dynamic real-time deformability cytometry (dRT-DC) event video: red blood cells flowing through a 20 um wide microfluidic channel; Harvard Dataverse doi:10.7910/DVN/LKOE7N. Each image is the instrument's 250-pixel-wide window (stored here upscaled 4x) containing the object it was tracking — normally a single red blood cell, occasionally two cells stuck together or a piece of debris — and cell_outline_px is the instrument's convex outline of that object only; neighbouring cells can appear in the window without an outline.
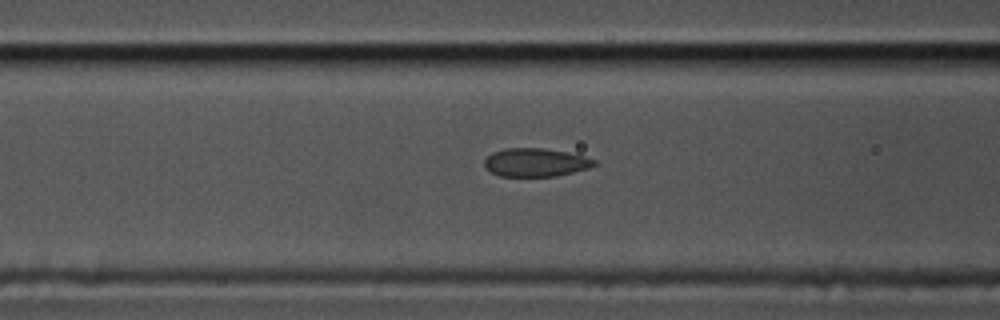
{"species": "common noctule bat (a hibernating species)", "species_latin": "Nyctalus noctula", "temperature_condition": "cold", "stored_images_in_passage": 17, "camera_frame_rate_fps": 3000, "um_per_image_px": 0.085, "animal": {"sex": "male", "body_mass_g": 17.5, "forearm_length_mm": 52.3}, "frame": {"image": 1, "passage_image": 15, "time_ms": 4.667, "image_size_px": [1000, 320], "cell_outline_px": [[596, 164], [588, 168], [556, 176], [500, 176], [484, 168], [484, 160], [492, 152], [504, 148], [544, 148], [568, 152], [584, 156], [596, 160]], "centroid_in_image_um": [45.5, 13.8], "position_along_channel_um": 121.1, "area_um2": 18.15}}